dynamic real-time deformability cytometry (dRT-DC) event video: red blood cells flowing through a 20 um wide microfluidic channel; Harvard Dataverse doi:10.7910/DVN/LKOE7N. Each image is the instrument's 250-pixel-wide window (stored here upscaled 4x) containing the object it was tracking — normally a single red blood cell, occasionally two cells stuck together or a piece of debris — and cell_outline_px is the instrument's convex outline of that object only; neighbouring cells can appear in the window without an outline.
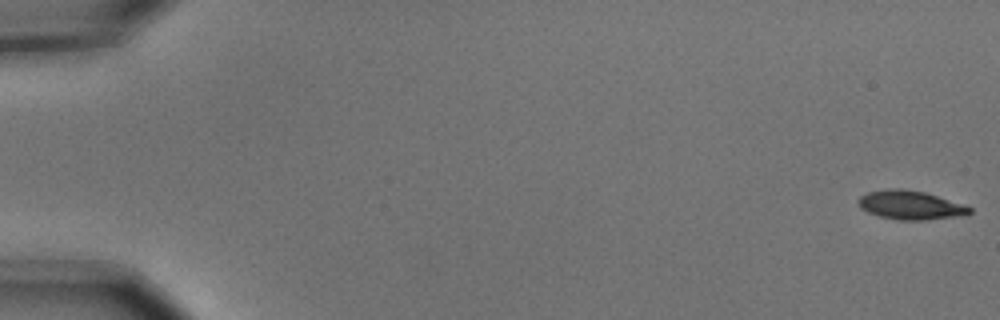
{"species": "common noctule bat (a hibernating species)", "species_latin": "Nyctalus noctula", "temperature_condition": "cold", "stored_images_in_passage": 15, "camera_frame_rate_fps": 3000, "um_per_image_px": 0.085, "animal": {"sex": "male", "body_mass_g": 15.6}, "frame": {"image": 1, "passage_image": 1, "time_ms": 0.0, "image_size_px": [1000, 320], "cell_outline_px": [[972, 212], [968, 216], [924, 220], [900, 220], [880, 216], [868, 212], [860, 208], [856, 200], [860, 196], [868, 192], [888, 188], [900, 188], [924, 192], [964, 204], [972, 208]], "centroid_in_image_um": [77.42, 17.44], "position_along_channel_um": 7.6, "area_um2": 18.96}}
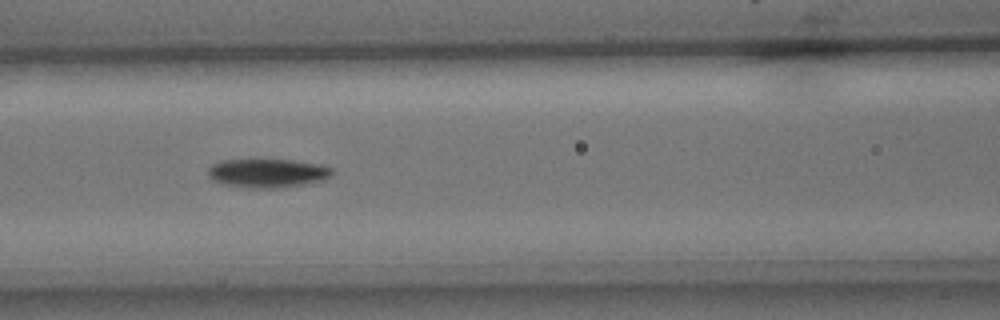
{"frame": {"image": 2, "passage_image": 7, "time_ms": 2.0, "image_size_px": [1000, 320], "cell_outline_px": [[332, 172], [324, 180], [280, 188], [248, 188], [224, 184], [212, 180], [208, 176], [208, 168], [212, 164], [220, 160], [292, 160], [320, 164], [332, 168]], "centroid_in_image_um": [22.7, 14.72], "position_along_channel_um": 143.9, "area_um2": 20.75}}
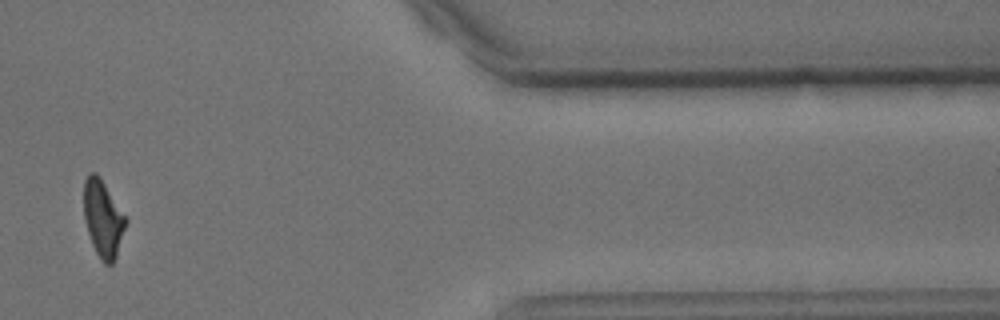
{"frame": {"image": 3, "passage_image": 13, "time_ms": 4.0, "image_size_px": [1000, 320], "cell_outline_px": [[128, 220], [116, 256], [112, 264], [104, 264], [100, 260], [92, 244], [84, 220], [84, 180], [88, 172], [96, 172], [100, 176]], "centroid_in_image_um": [8.75, 18.56], "position_along_channel_um": 402.7, "area_um2": 18.84}}